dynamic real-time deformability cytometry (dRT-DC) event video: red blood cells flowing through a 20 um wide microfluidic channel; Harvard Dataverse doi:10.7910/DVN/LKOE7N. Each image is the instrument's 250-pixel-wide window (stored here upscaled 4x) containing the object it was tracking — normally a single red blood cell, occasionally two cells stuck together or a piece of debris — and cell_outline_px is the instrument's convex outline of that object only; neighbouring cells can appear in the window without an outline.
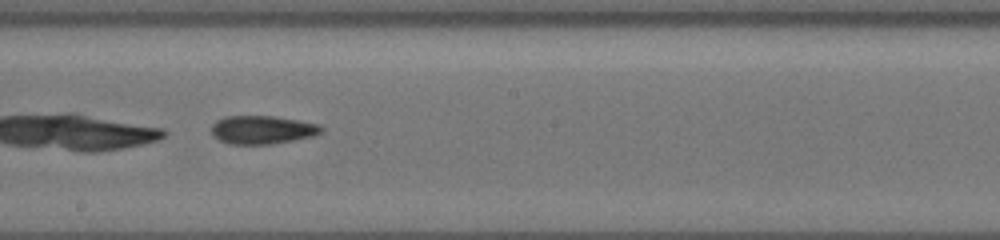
{"species": "common noctule bat (a hibernating species)", "species_latin": "Nyctalus noctula", "temperature_condition": "cold", "stored_images_in_passage": 35, "camera_frame_rate_fps": 3000, "um_per_image_px": 0.085, "animal": {"sex": "female", "body_mass_g": 19.5, "forearm_length_mm": 54.1}, "frame": {"image": 1, "passage_image": 16, "time_ms": 5.0, "image_size_px": [1000, 240], "cell_outline_px": [[324, 128], [320, 132], [312, 136], [272, 144], [228, 144], [212, 136], [212, 124], [216, 120], [224, 116], [276, 116], [320, 124]], "centroid_in_image_um": [22.27, 11.02], "position_along_channel_um": 225.9, "area_um2": 18.21}}
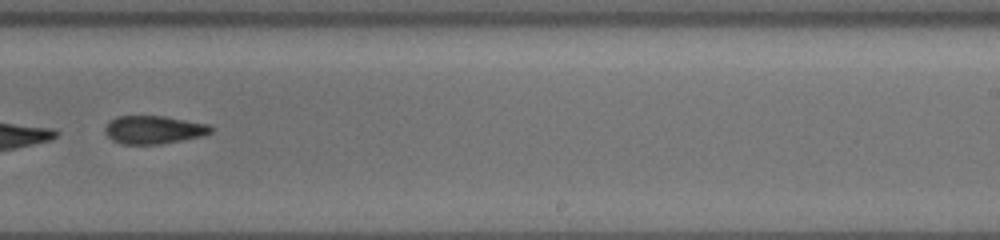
{"frame": {"image": 2, "passage_image": 20, "time_ms": 6.333, "image_size_px": [1000, 240], "cell_outline_px": [[216, 128], [212, 132], [204, 136], [184, 140], [160, 144], [120, 144], [112, 140], [108, 136], [104, 128], [116, 116], [164, 116], [212, 124]], "centroid_in_image_um": [13.16, 11.03], "position_along_channel_um": 275.8, "area_um2": 17.63}, "authors_computed_cell_mechanics": {"area_um2": 18.6694, "velocity_mm_per_s": 3.7631, "shape_relaxation_time_tau1_ms": 0.4393, "shape_relaxation_time_tau2_ms": 5.292, "deformation_change_tau1": 0.2409, "deformation_change_tau2": 0.1184}}